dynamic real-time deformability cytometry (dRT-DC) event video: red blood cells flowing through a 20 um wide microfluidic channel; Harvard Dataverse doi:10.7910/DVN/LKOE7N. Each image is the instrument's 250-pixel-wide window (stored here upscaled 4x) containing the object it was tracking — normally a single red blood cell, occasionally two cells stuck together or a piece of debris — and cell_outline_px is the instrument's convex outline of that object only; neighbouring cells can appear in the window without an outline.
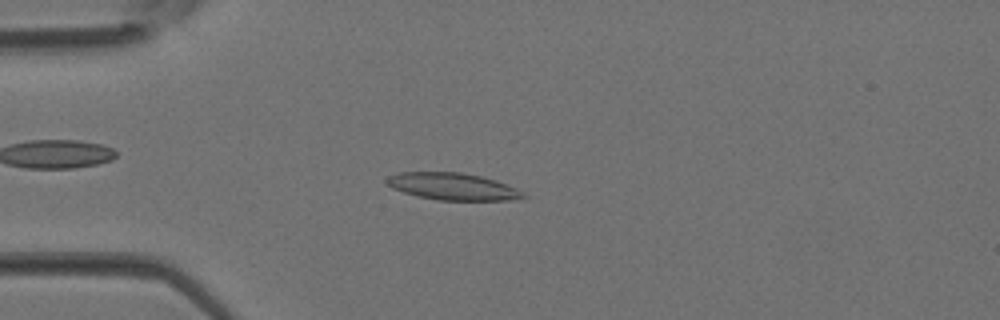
{"species": "Egyptian fruit bat (a non-hibernating species)", "species_latin": "Rousettus aegyptiacus", "temperature_condition": "room temperature", "stored_images_in_passage": 3, "camera_frame_rate_fps": 3000, "um_per_image_px": 0.085, "animal": {"sex": "female"}, "frame": {"image": 1, "passage_image": 3, "time_ms": 0.667, "image_size_px": [1000, 320], "cell_outline_px": [[528, 196], [512, 200], [436, 200], [416, 196], [392, 188], [384, 180], [388, 176], [400, 172], [460, 172], [480, 176], [496, 180], [516, 188], [524, 192]], "centroid_in_image_um": [38.48, 15.85], "position_along_channel_um": 46.5, "area_um2": 21.56}}